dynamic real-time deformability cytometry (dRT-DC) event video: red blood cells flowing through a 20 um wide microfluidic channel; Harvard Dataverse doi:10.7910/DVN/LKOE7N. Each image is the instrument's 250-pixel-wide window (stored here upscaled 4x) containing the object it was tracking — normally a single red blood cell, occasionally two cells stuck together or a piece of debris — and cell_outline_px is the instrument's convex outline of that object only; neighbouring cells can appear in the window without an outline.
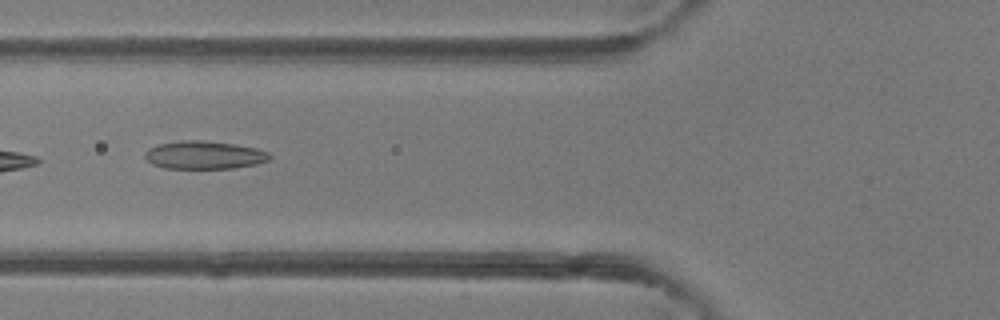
{"species": "common noctule bat (a hibernating species)", "species_latin": "Nyctalus noctula", "temperature_condition": "room temperature", "stored_images_in_passage": 5, "camera_frame_rate_fps": 3000, "um_per_image_px": 0.085, "animal": {"sex": "female"}, "frame": {"image": 1, "passage_image": 5, "time_ms": 4.667, "image_size_px": [1000, 320], "cell_outline_px": [[272, 156], [268, 160], [256, 164], [232, 168], [164, 168], [152, 164], [144, 156], [144, 152], [148, 148], [156, 144], [180, 140], [204, 140], [236, 144], [256, 148], [268, 152]], "centroid_in_image_um": [17.33, 13.16], "position_along_channel_um": 108.5, "area_um2": 20.52}}